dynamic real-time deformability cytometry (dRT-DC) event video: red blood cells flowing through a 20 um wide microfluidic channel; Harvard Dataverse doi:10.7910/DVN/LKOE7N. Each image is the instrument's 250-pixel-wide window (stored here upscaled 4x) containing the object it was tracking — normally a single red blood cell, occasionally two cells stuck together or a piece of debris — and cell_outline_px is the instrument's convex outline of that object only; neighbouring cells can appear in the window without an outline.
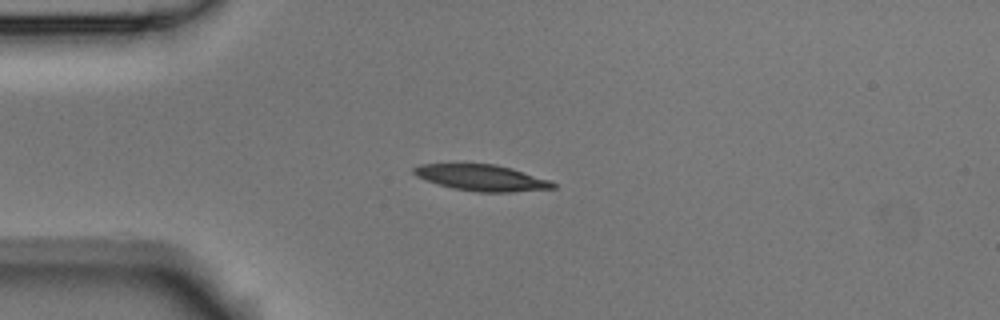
{"species": "Egyptian fruit bat (a non-hibernating species)", "species_latin": "Rousettus aegyptiacus", "temperature_condition": "room temperature", "stored_images_in_passage": 6, "camera_frame_rate_fps": 3000, "um_per_image_px": 0.085, "animal": {"sex": "male"}, "frame": {"image": 1, "passage_image": 4, "time_ms": 1.0, "image_size_px": [1000, 320], "cell_outline_px": [[556, 188], [512, 192], [480, 192], [452, 188], [416, 176], [412, 172], [412, 168], [420, 164], [496, 164], [512, 168], [548, 180], [556, 184]], "centroid_in_image_um": [40.94, 15.1], "position_along_channel_um": 44.1, "area_um2": 20.98}}
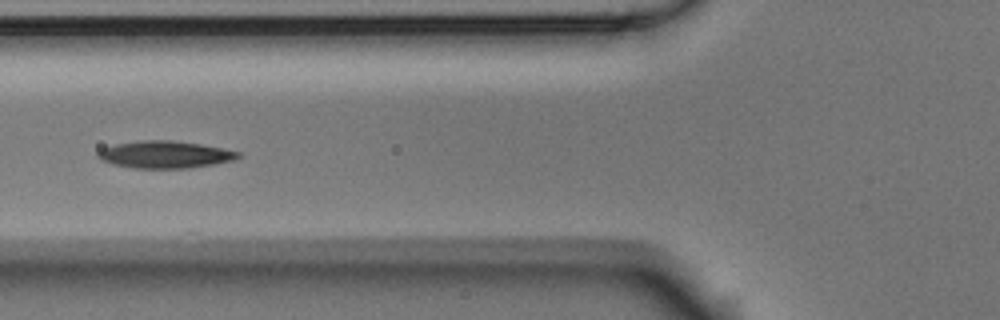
{"frame": {"image": 2, "passage_image": 6, "time_ms": 1.667, "image_size_px": [1000, 320], "cell_outline_px": [[240, 156], [232, 160], [212, 164], [188, 168], [136, 168], [112, 164], [100, 160], [96, 156], [96, 152], [104, 148], [116, 144], [144, 140], [168, 140], [200, 144], [240, 152]], "centroid_in_image_um": [13.97, 13.14], "position_along_channel_um": 111.8, "area_um2": 21.91}}